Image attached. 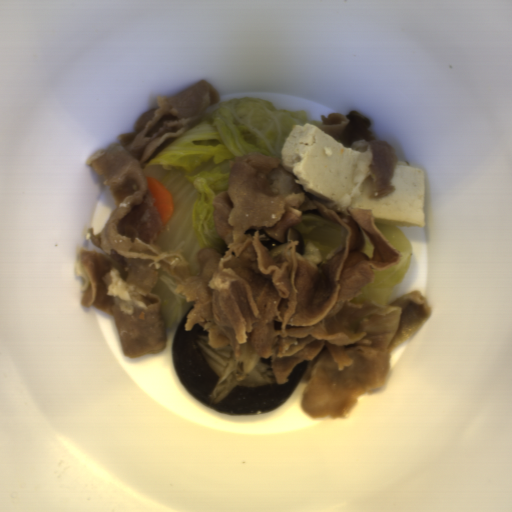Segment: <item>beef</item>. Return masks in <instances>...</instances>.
I'll return each instance as SVG.
<instances>
[{"label":"beef","instance_id":"33117281","mask_svg":"<svg viewBox=\"0 0 512 512\" xmlns=\"http://www.w3.org/2000/svg\"><path fill=\"white\" fill-rule=\"evenodd\" d=\"M220 95L206 80L165 97L136 120L134 132L86 158L101 175L115 206L100 233L88 228L89 241L102 253L77 249L76 270L84 284L80 304L111 315L126 356L167 348V324L159 294L158 268L178 285L174 294L193 303L184 329L207 331L208 345L231 346L236 358L249 344L270 359L276 384L308 361L302 409L312 418L345 417L358 397L381 389L390 370L393 348L416 335L432 309L421 292H410L390 305L371 299L353 303L372 282L374 270L388 269L401 257L381 234L373 210L356 208L365 180L367 199L391 194L399 159L392 146L374 137L371 121L357 111L321 116V129L344 147L359 150L350 194L333 202L304 191L282 157L245 153L230 160L228 190L213 199L216 232L227 246L224 255L202 248L190 275L185 249L165 251L155 242L164 227L148 191L143 164L159 154L220 107ZM320 216L347 230L346 246L327 262L319 248L304 246L302 216ZM373 243V259L360 251L362 231Z\"/></svg>","mask_w":512,"mask_h":512}]
</instances>
